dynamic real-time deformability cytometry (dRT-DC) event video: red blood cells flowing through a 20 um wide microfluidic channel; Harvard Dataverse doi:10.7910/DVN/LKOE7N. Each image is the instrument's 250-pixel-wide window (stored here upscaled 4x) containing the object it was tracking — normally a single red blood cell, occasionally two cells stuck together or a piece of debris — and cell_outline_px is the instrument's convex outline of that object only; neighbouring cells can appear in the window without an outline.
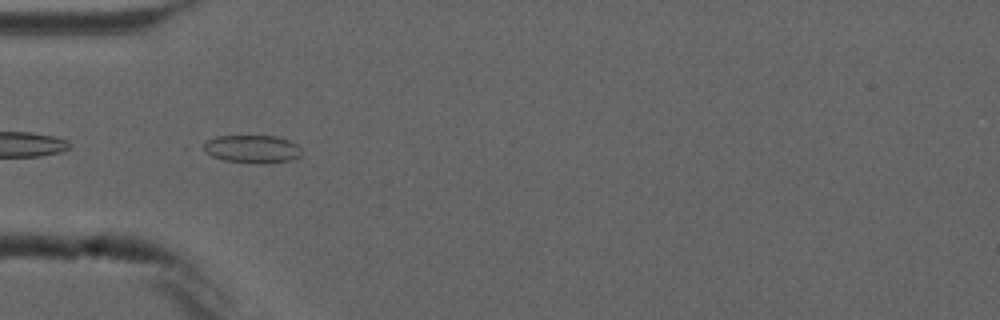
{"species": "common noctule bat (a hibernating species)", "species_latin": "Nyctalus noctula", "temperature_condition": "cold", "stored_images_in_passage": 6, "camera_frame_rate_fps": 3000, "um_per_image_px": 0.085, "animal": {"sex": "male", "forearm_length_mm": 52.5}, "frame": {"image": 1, "passage_image": 4, "time_ms": 3.667, "image_size_px": [1000, 320], "cell_outline_px": [[300, 156], [292, 160], [264, 164], [256, 164], [224, 160], [212, 156], [196, 148], [208, 140], [216, 136], [276, 136], [288, 140], [296, 144], [300, 148]], "centroid_in_image_um": [21.36, 12.67], "position_along_channel_um": 63.6, "area_um2": 16.3}}
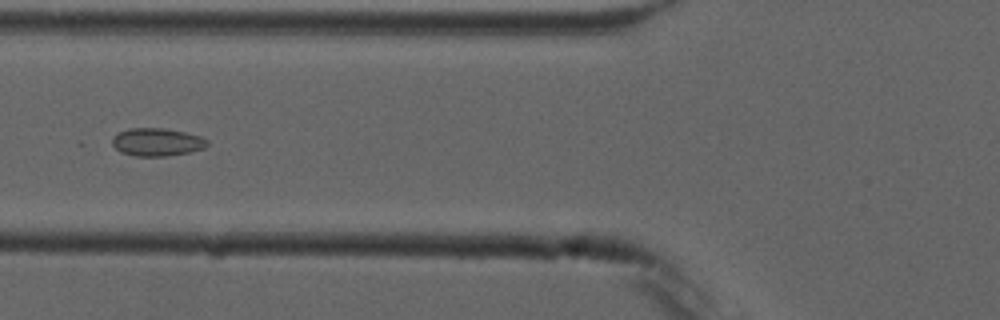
{"frame": {"image": 2, "passage_image": 5, "time_ms": 5.0, "image_size_px": [1000, 320], "cell_outline_px": [[208, 144], [204, 148], [188, 152], [164, 156], [136, 156], [120, 152], [112, 144], [112, 140], [120, 132], [128, 128], [164, 128], [184, 132], [200, 136], [208, 140]], "centroid_in_image_um": [13.35, 12.07], "position_along_channel_um": 112.5, "area_um2": 15.26}}
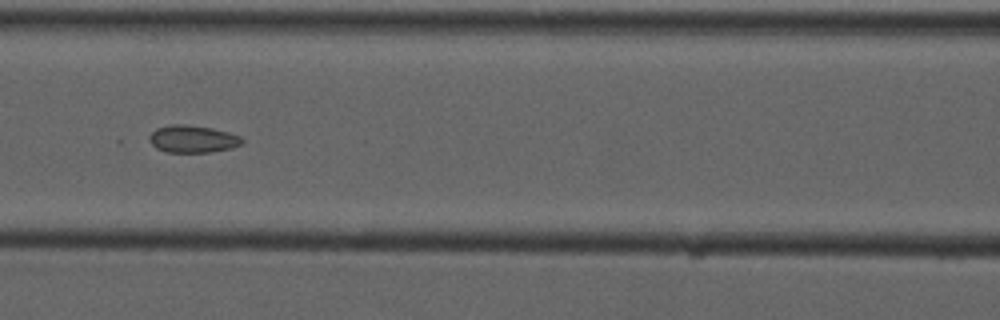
{"frame": {"image": 3, "passage_image": 6, "time_ms": 6.0, "image_size_px": [1000, 320], "cell_outline_px": [[244, 144], [232, 148], [212, 152], [168, 152], [156, 148], [148, 140], [148, 136], [156, 128], [172, 124], [180, 124], [212, 128], [228, 132], [240, 136], [244, 140]], "centroid_in_image_um": [16.39, 11.82], "position_along_channel_um": 150.2, "area_um2": 14.85}}